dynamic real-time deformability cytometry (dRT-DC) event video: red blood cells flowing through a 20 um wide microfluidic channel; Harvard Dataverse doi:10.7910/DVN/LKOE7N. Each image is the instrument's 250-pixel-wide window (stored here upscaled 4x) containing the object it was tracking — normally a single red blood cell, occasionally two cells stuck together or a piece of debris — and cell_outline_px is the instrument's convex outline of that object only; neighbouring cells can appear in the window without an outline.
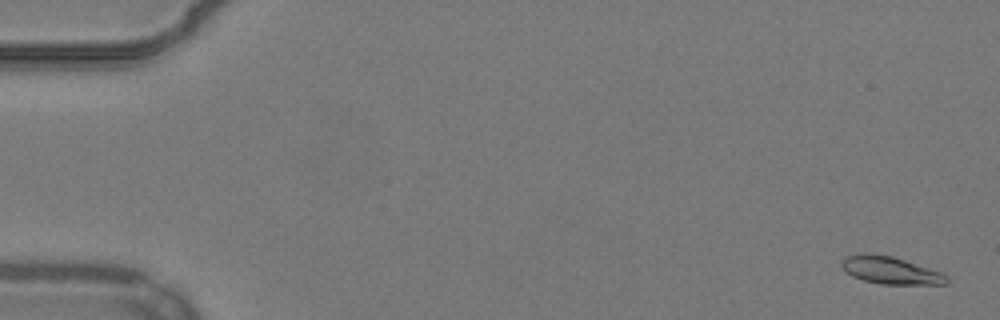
{"species": "common noctule bat (a hibernating species)", "species_latin": "Nyctalus noctula", "temperature_condition": "warm", "stored_images_in_passage": 54, "camera_frame_rate_fps": 3000, "um_per_image_px": 0.085, "animal": {"sex": "male", "body_mass_g": 19.2, "forearm_length_mm": 51.8}, "frame": {"image": 1, "passage_image": 2, "time_ms": 0.333, "image_size_px": [1000, 320], "cell_outline_px": [[948, 280], [944, 284], [880, 284], [864, 280], [852, 276], [840, 264], [848, 256], [864, 252], [892, 256], [944, 272], [948, 276]], "centroid_in_image_um": [75.74, 22.97], "position_along_channel_um": 9.3, "area_um2": 16.7}}
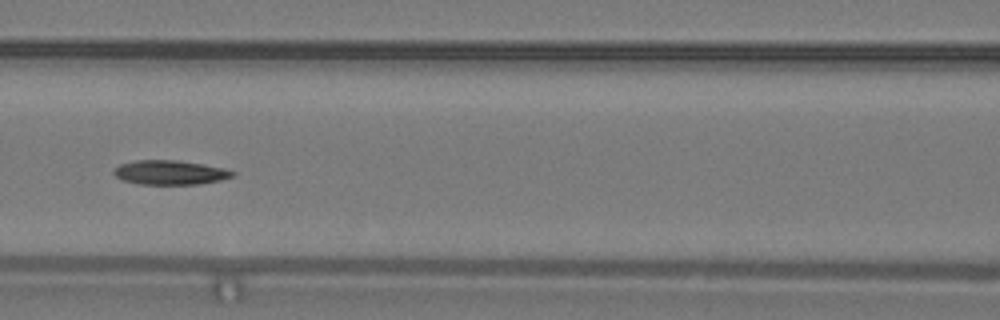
{"frame": {"image": 2, "passage_image": 25, "time_ms": 8.0, "image_size_px": [1000, 320], "cell_outline_px": [[236, 176], [220, 180], [200, 184], [140, 184], [120, 180], [112, 172], [120, 164], [136, 160], [176, 160], [204, 164], [224, 168], [236, 172]], "centroid_in_image_um": [14.47, 14.66], "position_along_channel_um": 152.1, "area_um2": 16.94}}
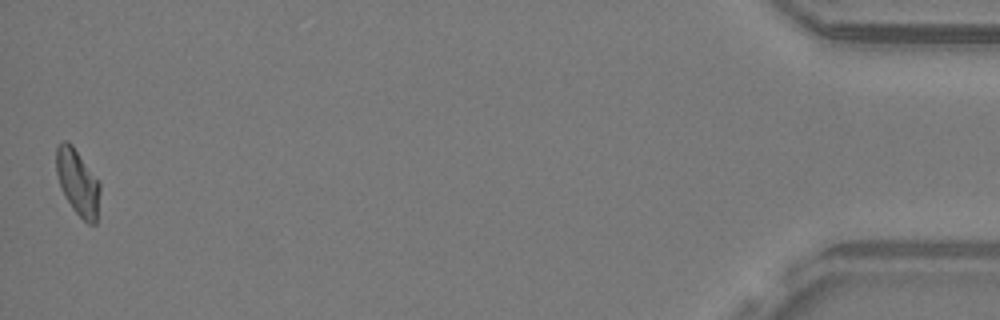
{"frame": {"image": 3, "passage_image": 54, "time_ms": 17.667, "image_size_px": [1000, 320], "cell_outline_px": [[100, 192], [96, 224], [88, 224], [72, 208], [60, 184], [56, 172], [56, 148], [60, 140], [68, 140], [72, 144], [100, 184]], "centroid_in_image_um": [6.6, 15.47], "position_along_channel_um": 428.6, "area_um2": 16.53}, "authors_computed_cell_mechanics": {"area_um2": 16.762, "velocity_mm_per_s": 3.8373, "shape_relaxation_time_tau1_ms": 7.8068, "shape_relaxation_time_tau2_ms": 8.9817, "deformation_change_tau1": 0.1766, "deformation_change_tau2": 0.17}}